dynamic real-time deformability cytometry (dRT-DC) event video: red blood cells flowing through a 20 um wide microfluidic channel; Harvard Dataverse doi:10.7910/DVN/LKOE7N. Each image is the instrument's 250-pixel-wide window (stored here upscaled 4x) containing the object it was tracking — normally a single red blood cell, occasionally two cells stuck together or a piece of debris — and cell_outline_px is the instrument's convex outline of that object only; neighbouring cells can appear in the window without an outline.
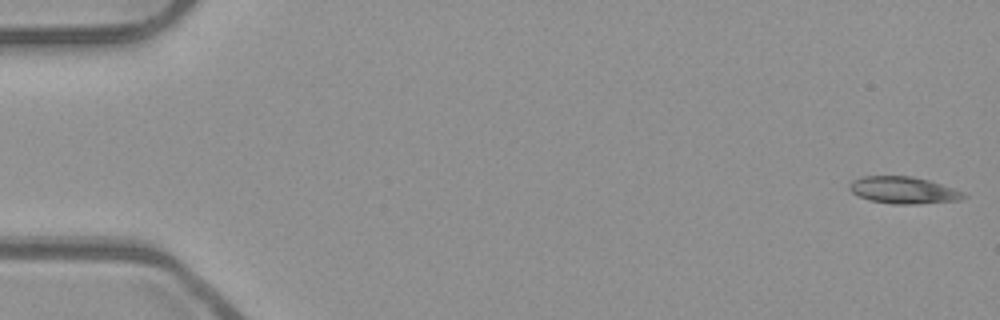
{"species": "common noctule bat (a hibernating species)", "species_latin": "Nyctalus noctula", "temperature_condition": "room temperature", "stored_images_in_passage": 52, "camera_frame_rate_fps": 3000, "um_per_image_px": 0.085, "animal": {"sex": "male", "body_mass_g": 23.1, "forearm_length_mm": 52.7}, "frame": {"image": 1, "passage_image": 1, "time_ms": 0.0, "image_size_px": [1000, 320], "cell_outline_px": [[968, 196], [960, 200], [916, 204], [892, 204], [868, 200], [852, 192], [848, 188], [848, 184], [852, 180], [864, 176], [912, 176], [928, 180], [964, 192]], "centroid_in_image_um": [76.77, 16.17], "position_along_channel_um": 8.2, "area_um2": 17.92}}
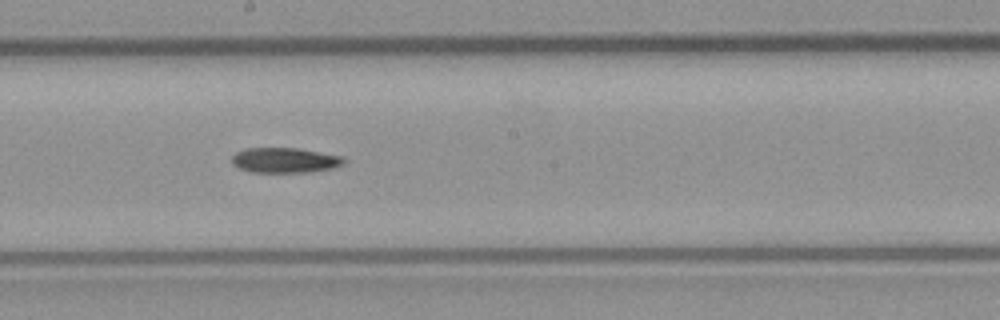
{"frame": {"image": 2, "passage_image": 29, "time_ms": 9.333, "image_size_px": [1000, 320], "cell_outline_px": [[344, 164], [332, 168], [308, 172], [252, 172], [240, 168], [232, 164], [232, 156], [236, 152], [244, 148], [296, 148], [344, 156]], "centroid_in_image_um": [24.2, 13.61], "position_along_channel_um": 224.0, "area_um2": 16.36}}
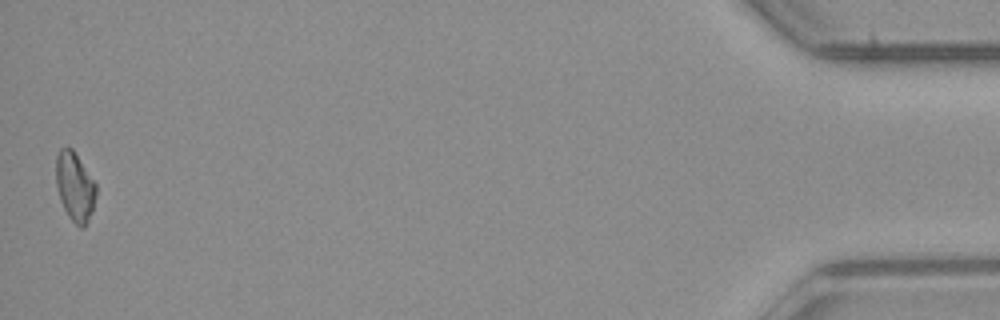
{"frame": {"image": 3, "passage_image": 52, "time_ms": 17.0, "image_size_px": [1000, 320], "cell_outline_px": [[96, 196], [92, 212], [84, 228], [80, 228], [68, 216], [60, 200], [56, 184], [56, 156], [60, 148], [72, 148], [96, 184]], "centroid_in_image_um": [6.36, 15.88], "position_along_channel_um": 428.8, "area_um2": 16.01}}